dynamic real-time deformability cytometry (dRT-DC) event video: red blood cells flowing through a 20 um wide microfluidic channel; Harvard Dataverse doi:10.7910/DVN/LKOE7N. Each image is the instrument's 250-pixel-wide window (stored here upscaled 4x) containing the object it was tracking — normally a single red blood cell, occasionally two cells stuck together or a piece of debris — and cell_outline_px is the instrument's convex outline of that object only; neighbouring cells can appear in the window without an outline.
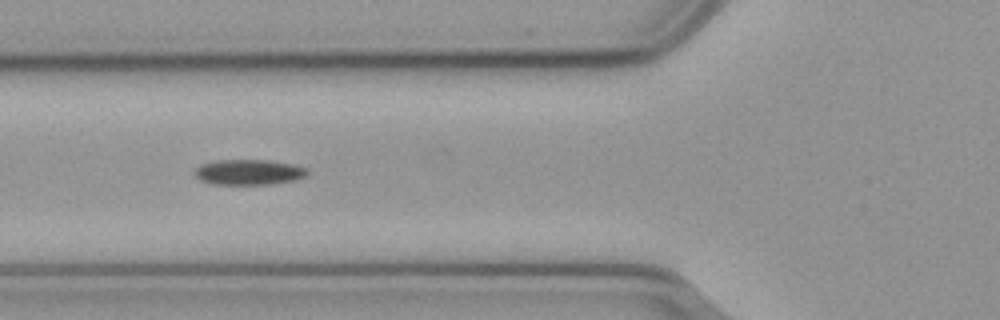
{"species": "common noctule bat (a hibernating species)", "species_latin": "Nyctalus noctula", "temperature_condition": "cold", "stored_images_in_passage": 43, "camera_frame_rate_fps": 3000, "um_per_image_px": 0.085, "animal": {"sex": "male", "body_mass_g": 23.1, "forearm_length_mm": 52.7}, "frame": {"image": 1, "passage_image": 7, "time_ms": 2.0, "image_size_px": [1000, 320], "cell_outline_px": [[308, 176], [296, 180], [272, 184], [212, 184], [200, 180], [196, 176], [196, 168], [200, 164], [216, 160], [268, 160], [292, 164], [308, 168]], "centroid_in_image_um": [21.19, 14.63], "position_along_channel_um": 104.6, "area_um2": 16.76}}
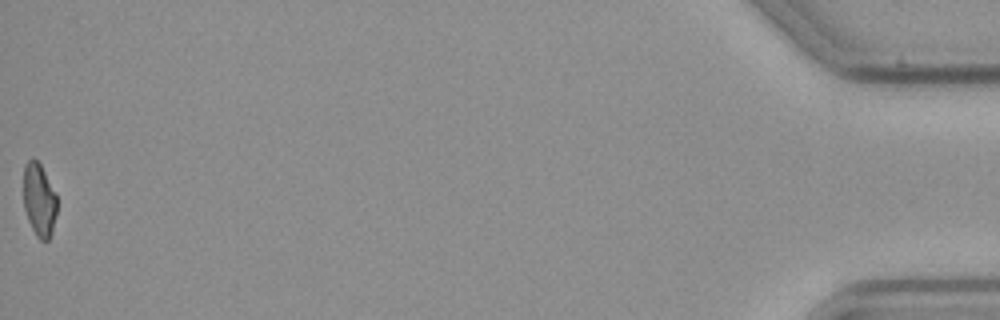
{"frame": {"image": 2, "passage_image": 43, "time_ms": 14.0, "image_size_px": [1000, 320], "cell_outline_px": [[56, 212], [52, 232], [48, 240], [40, 240], [36, 236], [28, 220], [24, 208], [24, 164], [32, 156], [40, 164], [56, 196]], "centroid_in_image_um": [3.31, 16.99], "position_along_channel_um": 431.9, "area_um2": 14.05}, "authors_computed_cell_mechanics": {"area_um2": 15.895, "velocity_mm_per_s": 3.6254, "shape_relaxation_time_tau1_ms": 6.0505, "shape_relaxation_time_tau2_ms": null, "deformation_change_tau1": 0.1239, "deformation_change_tau2": null}}